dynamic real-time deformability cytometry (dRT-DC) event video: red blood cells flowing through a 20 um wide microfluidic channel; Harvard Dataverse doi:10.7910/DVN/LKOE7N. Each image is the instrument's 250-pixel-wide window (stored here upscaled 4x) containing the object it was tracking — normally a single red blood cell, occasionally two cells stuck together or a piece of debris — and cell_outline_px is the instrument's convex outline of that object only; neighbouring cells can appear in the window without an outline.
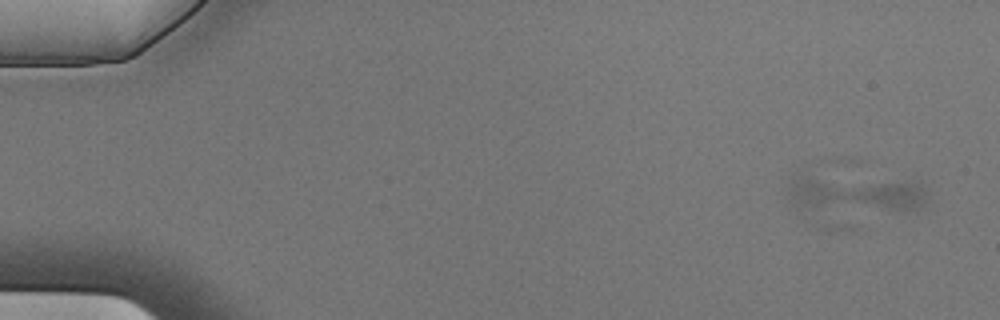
{"species": "Egyptian fruit bat (a non-hibernating species)", "species_latin": "Rousettus aegyptiacus", "temperature_condition": "cold", "stored_images_in_passage": 5, "camera_frame_rate_fps": 3000, "um_per_image_px": 0.085, "animal": {"sex": "male"}, "frame": {"image": 1, "passage_image": 1, "time_ms": 0.0, "image_size_px": [1000, 320], "cell_outline_px": [[924, 204], [916, 212], [900, 212], [788, 208], [788, 184], [800, 176], [924, 184]], "centroid_in_image_um": [72.65, 16.58], "position_along_channel_um": 12.4, "area_um2": 29.59}}